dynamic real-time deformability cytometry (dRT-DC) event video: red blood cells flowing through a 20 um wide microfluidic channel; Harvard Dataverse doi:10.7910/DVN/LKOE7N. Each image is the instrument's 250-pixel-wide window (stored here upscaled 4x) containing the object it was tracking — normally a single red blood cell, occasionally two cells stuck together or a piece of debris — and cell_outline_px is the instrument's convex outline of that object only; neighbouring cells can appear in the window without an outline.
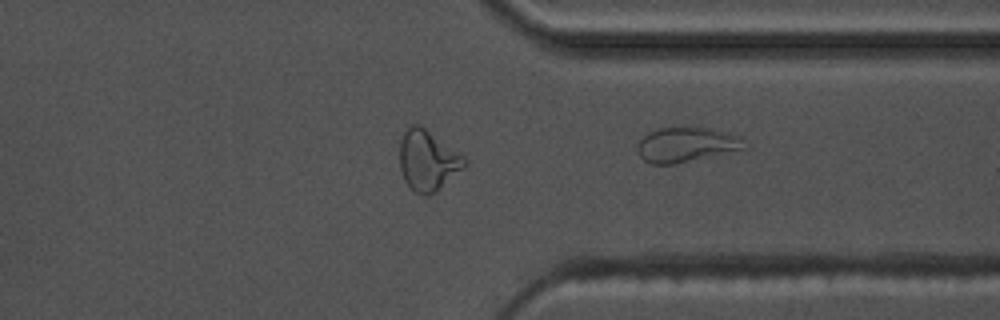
{"species": "common noctule bat (a hibernating species)", "species_latin": "Nyctalus noctula", "temperature_condition": "warm", "stored_images_in_passage": 35, "camera_frame_rate_fps": 3000, "um_per_image_px": 0.085, "animal": {"sex": "male", "body_mass_g": 17.5, "forearm_length_mm": 52.3}, "frame": {"image": 1, "passage_image": 35, "time_ms": 11.333, "image_size_px": [1000, 320], "cell_outline_px": [[748, 148], [744, 152], [676, 164], [652, 164], [644, 160], [640, 156], [636, 148], [636, 144], [648, 132], [656, 128], [708, 128], [740, 136]], "centroid_in_image_um": [58.43, 12.34], "position_along_channel_um": 353.0, "area_um2": 22.43}}